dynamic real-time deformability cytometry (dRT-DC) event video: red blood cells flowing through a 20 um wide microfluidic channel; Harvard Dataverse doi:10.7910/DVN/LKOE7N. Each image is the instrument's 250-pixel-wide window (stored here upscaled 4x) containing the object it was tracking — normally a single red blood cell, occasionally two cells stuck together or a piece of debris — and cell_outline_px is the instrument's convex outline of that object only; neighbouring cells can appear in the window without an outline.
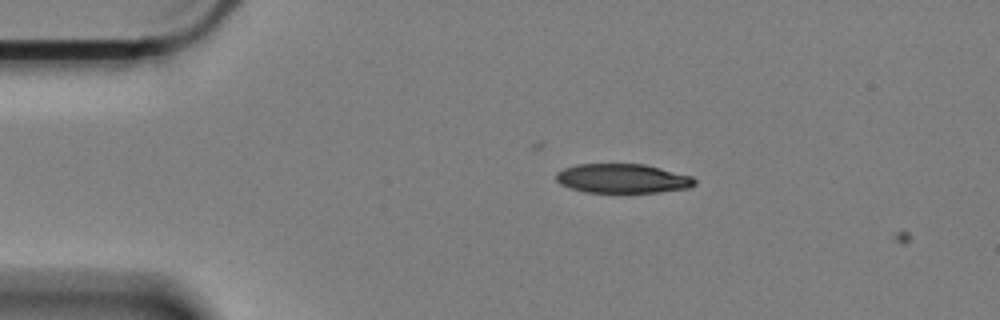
{"species": "Egyptian fruit bat (a non-hibernating species)", "species_latin": "Rousettus aegyptiacus", "temperature_condition": "cold", "stored_images_in_passage": 4, "camera_frame_rate_fps": 3000, "um_per_image_px": 0.085, "animal": {"sex": "female"}, "frame": {"image": 1, "passage_image": 3, "time_ms": 0.667, "image_size_px": [1000, 320], "cell_outline_px": [[696, 184], [692, 188], [660, 192], [584, 192], [560, 184], [556, 180], [556, 172], [564, 168], [576, 164], [644, 164], [692, 176], [696, 180]], "centroid_in_image_um": [52.94, 15.17], "position_along_channel_um": 32.1, "area_um2": 23.7}}